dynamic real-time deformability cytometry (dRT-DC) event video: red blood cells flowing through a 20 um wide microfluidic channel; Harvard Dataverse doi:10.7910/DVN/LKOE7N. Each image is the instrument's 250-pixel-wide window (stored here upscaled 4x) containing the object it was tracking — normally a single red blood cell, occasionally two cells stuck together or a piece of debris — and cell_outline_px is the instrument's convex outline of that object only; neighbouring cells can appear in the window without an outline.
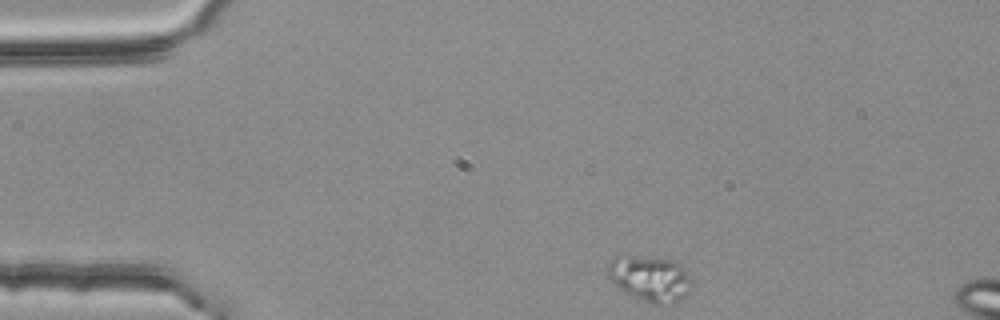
{"species": "common noctule bat (a hibernating species)", "species_latin": "Nyctalus noctula", "temperature_condition": "room temperature", "stored_images_in_passage": 3, "segment_of_instrument_passage": [1, 2], "camera_frame_rate_fps": 3000, "um_per_image_px": 0.085, "animal": {"sex": "female", "body_mass_g": 25.1}, "frame": {"image": 1, "passage_image": 1, "time_ms": 0.0, "image_size_px": [1000, 320], "cell_outline_px": [[692, 284], [688, 292], [680, 300], [672, 304], [652, 304], [632, 296], [624, 292], [608, 276], [608, 260], [612, 256], [620, 252], [676, 260], [684, 268], [692, 280]], "centroid_in_image_um": [55.22, 23.61], "position_along_channel_um": 29.8, "area_um2": 23.18}}